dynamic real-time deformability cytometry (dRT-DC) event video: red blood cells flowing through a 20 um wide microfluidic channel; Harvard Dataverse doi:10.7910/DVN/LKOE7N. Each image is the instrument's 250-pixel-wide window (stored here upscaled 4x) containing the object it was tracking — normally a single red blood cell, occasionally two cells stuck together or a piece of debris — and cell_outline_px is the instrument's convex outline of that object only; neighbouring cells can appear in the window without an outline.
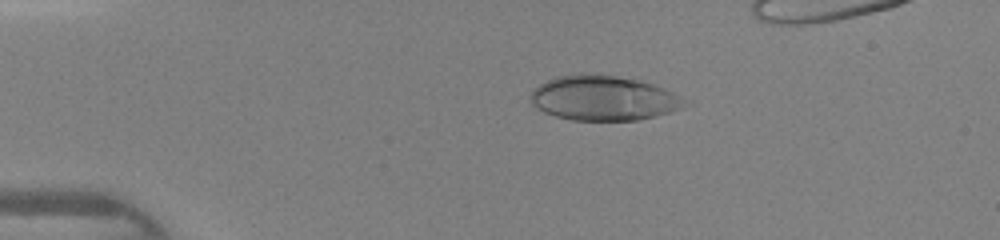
{"species": "human", "species_latin": "Homo sapiens", "temperature_condition": "warm", "stored_images_in_passage": 36, "camera_frame_rate_fps": 3000, "um_per_image_px": 0.085, "donor": {"sex": "female"}, "frame": {"image": 1, "passage_image": 3, "time_ms": 0.667, "image_size_px": [1000, 240], "cell_outline_px": [[692, 104], [684, 108], [636, 120], [572, 120], [556, 116], [544, 112], [532, 104], [528, 96], [532, 88], [556, 76], [580, 72], [616, 76], [640, 80], [664, 88], [680, 96]], "centroid_in_image_um": [51.27, 8.32], "position_along_channel_um": 33.7, "area_um2": 40.58}}
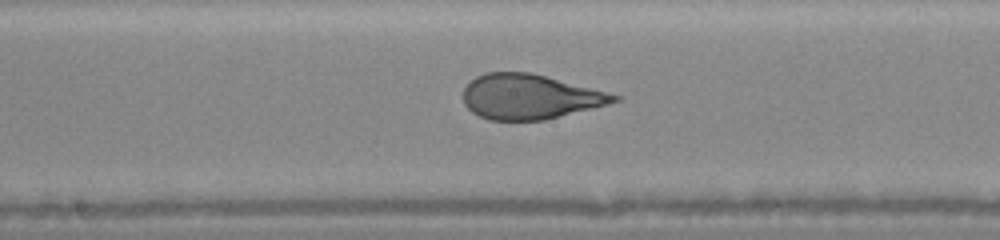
{"frame": {"image": 2, "passage_image": 18, "time_ms": 5.667, "image_size_px": [1000, 240], "cell_outline_px": [[620, 100], [608, 104], [544, 120], [488, 120], [472, 112], [464, 104], [464, 88], [476, 76], [484, 72], [528, 72], [544, 76], [620, 96]], "centroid_in_image_um": [44.97, 8.23], "position_along_channel_um": 203.2, "area_um2": 38.78}}
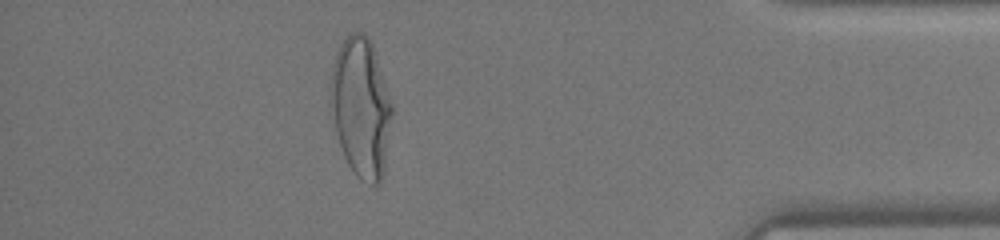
{"frame": {"image": 3, "passage_image": 34, "time_ms": 11.0, "image_size_px": [1000, 240], "cell_outline_px": [[392, 112], [384, 172], [380, 184], [372, 184], [360, 176], [348, 164], [344, 156], [336, 132], [328, 92], [328, 88], [332, 64], [336, 52], [340, 44], [348, 32], [364, 32], [368, 36], [372, 44], [392, 104]], "centroid_in_image_um": [30.65, 9.05], "position_along_channel_um": 404.5, "area_um2": 49.77}}